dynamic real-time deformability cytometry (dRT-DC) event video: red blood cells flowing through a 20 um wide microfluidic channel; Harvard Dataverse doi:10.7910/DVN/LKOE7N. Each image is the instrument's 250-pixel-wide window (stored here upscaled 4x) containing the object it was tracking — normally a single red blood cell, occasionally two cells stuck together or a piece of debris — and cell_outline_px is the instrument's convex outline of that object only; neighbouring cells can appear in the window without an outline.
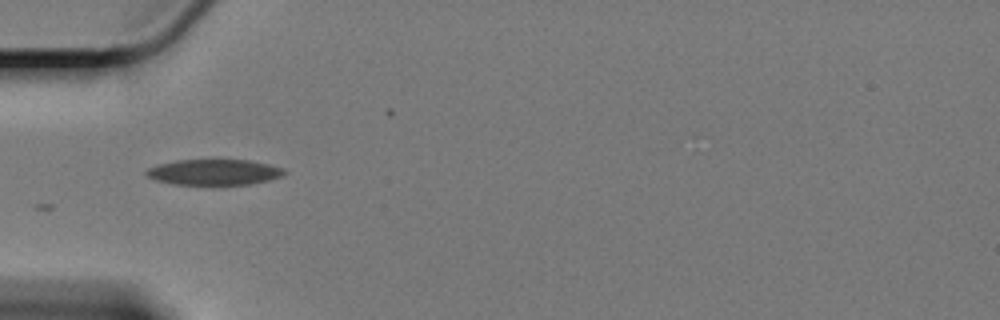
{"species": "Egyptian fruit bat (a non-hibernating species)", "species_latin": "Rousettus aegyptiacus", "temperature_condition": "cold", "stored_images_in_passage": 7, "camera_frame_rate_fps": 3000, "um_per_image_px": 0.085, "animal": {"sex": "female"}, "frame": {"image": 1, "passage_image": 1, "time_ms": 0.0, "image_size_px": [1000, 320], "cell_outline_px": [[288, 172], [280, 176], [268, 180], [248, 184], [176, 184], [156, 180], [148, 176], [144, 172], [148, 168], [156, 164], [176, 160], [248, 160], [268, 164], [284, 168]], "centroid_in_image_um": [18.18, 14.62], "position_along_channel_um": 66.8, "area_um2": 20.46}}
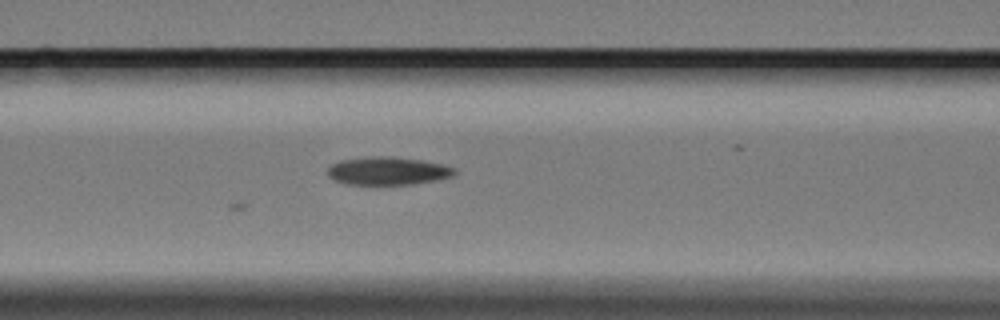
{"frame": {"image": 2, "passage_image": 7, "time_ms": 2.0, "image_size_px": [1000, 320], "cell_outline_px": [[456, 172], [452, 176], [436, 180], [412, 184], [348, 184], [336, 180], [328, 176], [328, 168], [332, 164], [340, 160], [376, 156], [384, 156], [420, 160], [440, 164], [456, 168]], "centroid_in_image_um": [32.96, 14.53], "position_along_channel_um": 133.6, "area_um2": 20.35}}